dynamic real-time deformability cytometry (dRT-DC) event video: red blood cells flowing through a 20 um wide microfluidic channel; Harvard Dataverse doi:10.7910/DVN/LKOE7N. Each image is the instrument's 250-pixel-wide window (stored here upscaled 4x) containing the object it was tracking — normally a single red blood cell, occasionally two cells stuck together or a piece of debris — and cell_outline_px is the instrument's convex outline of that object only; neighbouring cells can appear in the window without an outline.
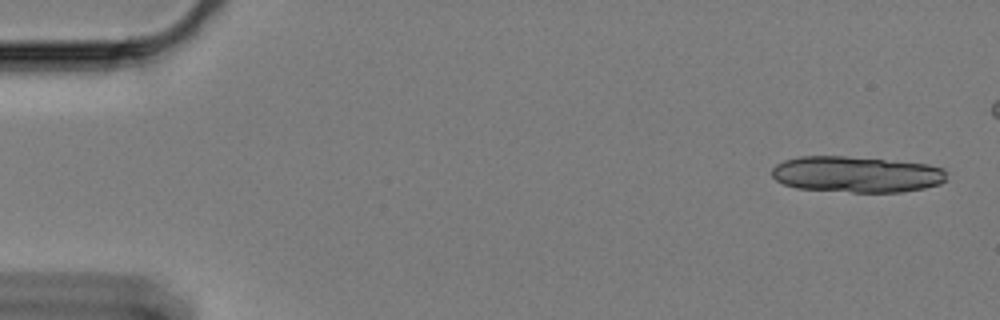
{"species": "Egyptian fruit bat (a non-hibernating species)", "species_latin": "Rousettus aegyptiacus", "temperature_condition": "cold", "stored_images_in_passage": 14, "camera_frame_rate_fps": 3000, "um_per_image_px": 0.085, "animal": {"sex": "female"}, "frame": {"image": 1, "passage_image": 1, "time_ms": 0.0, "image_size_px": [1000, 320], "cell_outline_px": [[948, 180], [940, 184], [924, 188], [900, 192], [852, 192], [796, 188], [784, 184], [776, 180], [772, 176], [772, 168], [776, 164], [784, 160], [800, 156], [848, 156], [928, 164], [944, 168]], "centroid_in_image_um": [72.82, 14.82], "position_along_channel_um": 12.2, "area_um2": 36.99}}